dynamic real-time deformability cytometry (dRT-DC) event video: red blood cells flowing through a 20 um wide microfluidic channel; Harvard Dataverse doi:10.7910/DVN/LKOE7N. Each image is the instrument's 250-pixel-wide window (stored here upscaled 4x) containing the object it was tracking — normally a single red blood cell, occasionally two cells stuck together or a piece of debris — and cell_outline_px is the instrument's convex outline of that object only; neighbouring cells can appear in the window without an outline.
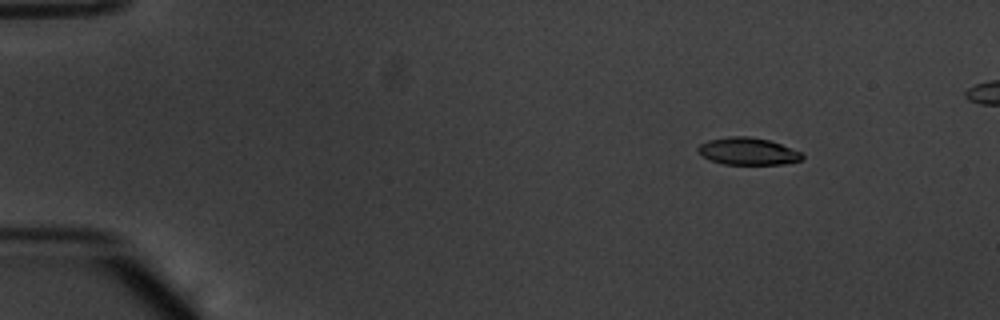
{"species": "common noctule bat (a hibernating species)", "species_latin": "Nyctalus noctula", "temperature_condition": "warm", "stored_images_in_passage": 54, "camera_frame_rate_fps": 3000, "um_per_image_px": 0.085, "animal": {"sex": "male", "body_mass_g": 20.1, "forearm_length_mm": 53.5}, "frame": {"image": 1, "passage_image": 8, "time_ms": 2.333, "image_size_px": [1000, 320], "cell_outline_px": [[804, 156], [800, 160], [784, 164], [724, 164], [712, 160], [704, 156], [696, 148], [700, 144], [708, 140], [728, 136], [748, 136], [768, 140], [804, 152]], "centroid_in_image_um": [63.6, 12.85], "position_along_channel_um": 21.4, "area_um2": 16.42}}
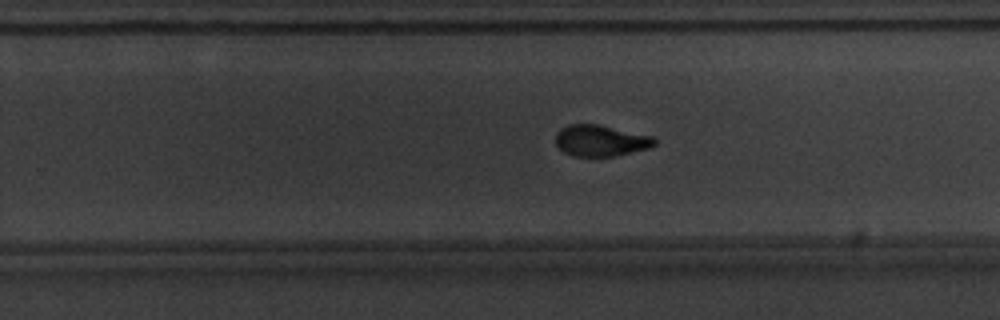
{"frame": {"image": 2, "passage_image": 36, "time_ms": 11.667, "image_size_px": [1000, 320], "cell_outline_px": [[656, 144], [652, 148], [612, 156], [572, 156], [564, 152], [556, 144], [556, 132], [560, 128], [568, 124], [600, 124], [652, 136], [656, 140]], "centroid_in_image_um": [51.06, 11.94], "position_along_channel_um": 278.7, "area_um2": 18.15}}
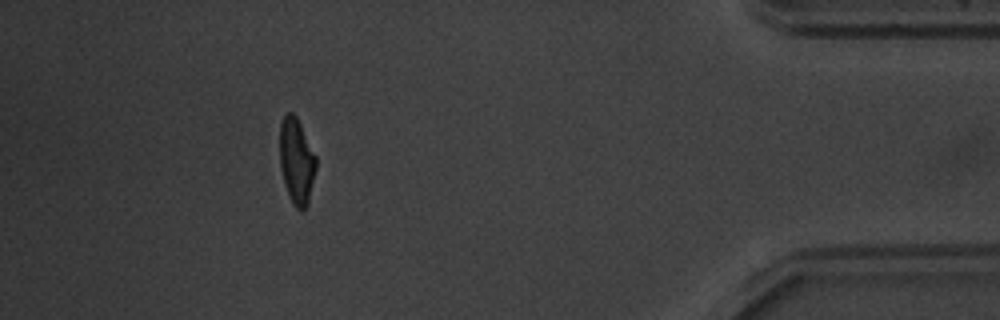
{"frame": {"image": 3, "passage_image": 50, "time_ms": 16.333, "image_size_px": [1000, 320], "cell_outline_px": [[316, 168], [308, 204], [300, 212], [292, 204], [284, 184], [280, 168], [280, 124], [284, 116], [288, 112], [292, 112], [296, 116], [316, 156]], "centroid_in_image_um": [25.2, 13.72], "position_along_channel_um": 410.0, "area_um2": 18.15}, "authors_computed_cell_mechanics": {"area_um2": 18.1203, "velocity_mm_per_s": 3.8278, "shape_relaxation_time_tau1_ms": 3.5572, "shape_relaxation_time_tau2_ms": 1.6453, "deformation_change_tau1": 0.1765, "deformation_change_tau2": 0.0771}}